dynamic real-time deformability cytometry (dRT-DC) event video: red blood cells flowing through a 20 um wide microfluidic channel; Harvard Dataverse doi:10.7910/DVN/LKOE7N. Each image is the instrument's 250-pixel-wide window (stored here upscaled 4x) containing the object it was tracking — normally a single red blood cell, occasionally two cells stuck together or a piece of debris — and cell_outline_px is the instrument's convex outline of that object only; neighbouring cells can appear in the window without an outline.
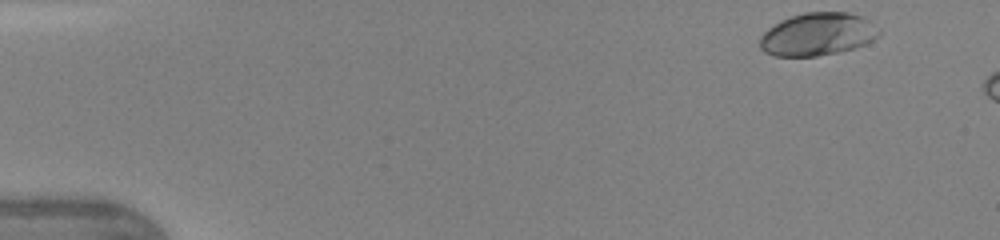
{"species": "human", "species_latin": "Homo sapiens", "temperature_condition": "warm", "stored_images_in_passage": 7, "camera_frame_rate_fps": 3000, "um_per_image_px": 0.085, "donor": {"sex": "female"}, "frame": {"image": 1, "passage_image": 1, "time_ms": 0.0, "image_size_px": [1000, 240], "cell_outline_px": [[880, 36], [864, 44], [852, 48], [836, 52], [816, 56], [772, 56], [764, 52], [760, 48], [760, 36], [768, 28], [780, 20], [804, 12], [848, 12], [860, 16], [868, 20], [880, 32]], "centroid_in_image_um": [69.45, 2.91], "position_along_channel_um": 15.5, "area_um2": 29.54}}